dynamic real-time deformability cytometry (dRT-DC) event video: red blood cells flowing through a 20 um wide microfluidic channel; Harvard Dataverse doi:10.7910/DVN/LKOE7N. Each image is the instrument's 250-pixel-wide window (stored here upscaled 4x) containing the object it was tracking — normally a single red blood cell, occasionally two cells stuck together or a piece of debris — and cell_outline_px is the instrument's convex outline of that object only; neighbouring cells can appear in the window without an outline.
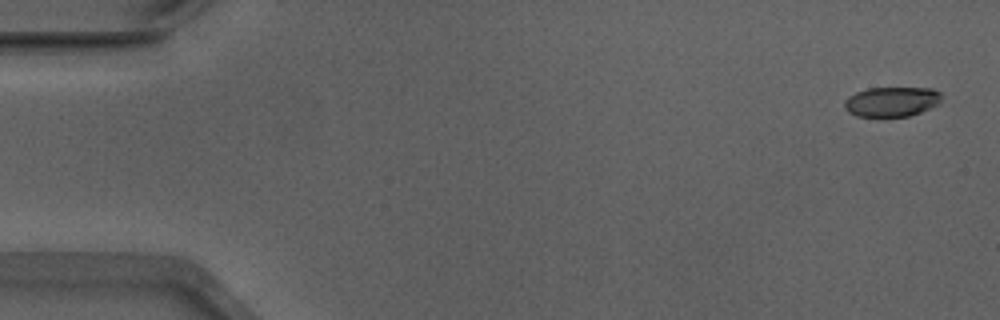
{"species": "Egyptian fruit bat (a non-hibernating species)", "species_latin": "Rousettus aegyptiacus", "temperature_condition": "warm", "stored_images_in_passage": 53, "camera_frame_rate_fps": 3000, "um_per_image_px": 0.085, "animal": {"sex": "male"}, "frame": {"image": 1, "passage_image": 2, "time_ms": 0.333, "image_size_px": [1000, 320], "cell_outline_px": [[944, 96], [940, 104], [920, 112], [908, 116], [856, 116], [848, 112], [844, 108], [844, 100], [848, 96], [856, 92], [868, 88], [932, 88], [940, 92]], "centroid_in_image_um": [75.82, 8.63], "position_along_channel_um": 9.2, "area_um2": 17.05}}
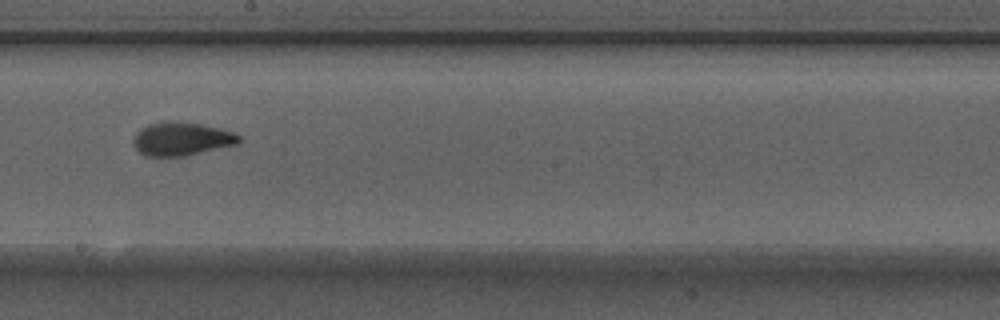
{"frame": {"image": 2, "passage_image": 30, "time_ms": 9.667, "image_size_px": [1000, 320], "cell_outline_px": [[240, 140], [236, 144], [184, 156], [144, 156], [132, 144], [132, 140], [136, 132], [140, 128], [148, 124], [160, 120], [172, 120], [200, 124], [220, 128], [236, 132], [240, 136]], "centroid_in_image_um": [15.39, 11.78], "position_along_channel_um": 232.8, "area_um2": 20.81}}
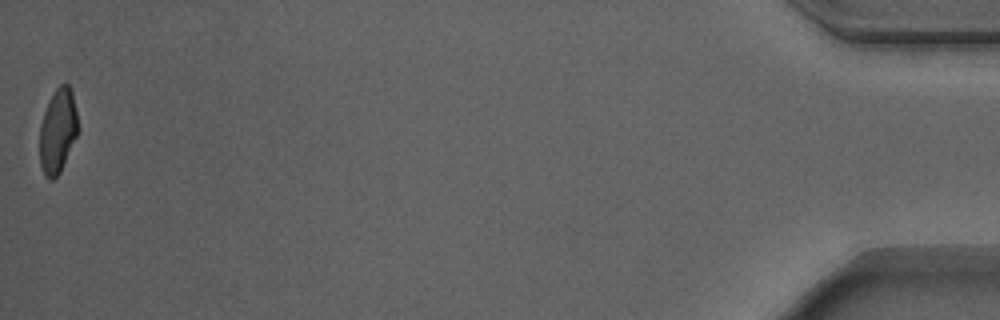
{"frame": {"image": 3, "passage_image": 53, "time_ms": 17.333, "image_size_px": [1000, 320], "cell_outline_px": [[80, 128], [60, 172], [52, 180], [48, 180], [44, 176], [40, 164], [40, 124], [44, 112], [56, 88], [60, 84], [68, 84], [72, 92]], "centroid_in_image_um": [4.92, 11.15], "position_along_channel_um": 430.3, "area_um2": 18.79}, "authors_computed_cell_mechanics": {"area_um2": 19.4786, "velocity_mm_per_s": 3.8948, "shape_relaxation_time_tau1_ms": 3.8632, "shape_relaxation_time_tau2_ms": 1.3235, "deformation_change_tau1": 0.1589, "deformation_change_tau2": 0.077}}